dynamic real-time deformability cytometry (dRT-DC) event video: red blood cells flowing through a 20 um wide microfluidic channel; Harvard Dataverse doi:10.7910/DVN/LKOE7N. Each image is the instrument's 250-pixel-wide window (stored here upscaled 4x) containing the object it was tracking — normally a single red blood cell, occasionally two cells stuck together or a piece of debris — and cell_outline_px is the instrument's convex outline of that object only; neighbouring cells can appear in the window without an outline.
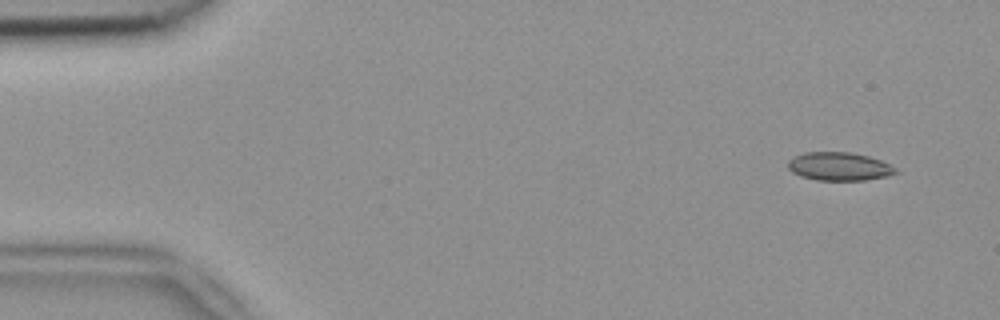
{"species": "common noctule bat (a hibernating species)", "species_latin": "Nyctalus noctula", "temperature_condition": "room temperature", "stored_images_in_passage": 5, "camera_frame_rate_fps": 3000, "um_per_image_px": 0.085, "animal": {"sex": "female", "body_mass_g": 18.4}, "frame": {"image": 1, "passage_image": 2, "time_ms": 0.333, "image_size_px": [1000, 320], "cell_outline_px": [[900, 172], [888, 176], [864, 180], [816, 180], [800, 176], [792, 172], [788, 168], [788, 160], [804, 152], [852, 152], [868, 156], [880, 160], [896, 168]], "centroid_in_image_um": [71.34, 14.15], "position_along_channel_um": 13.7, "area_um2": 17.8}}
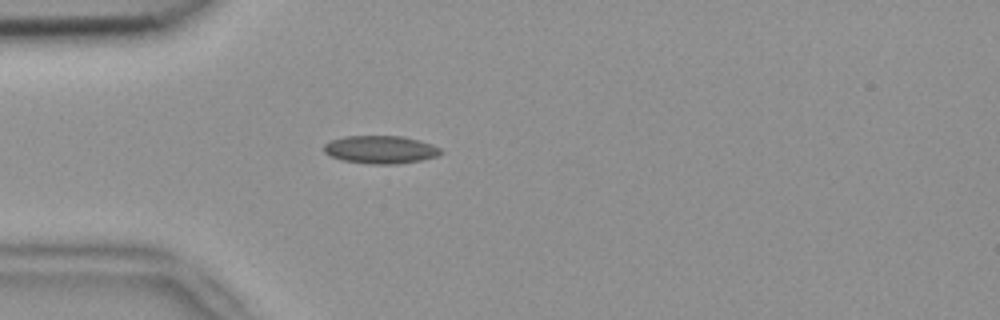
{"frame": {"image": 2, "passage_image": 5, "time_ms": 1.333, "image_size_px": [1000, 320], "cell_outline_px": [[444, 152], [436, 156], [420, 160], [396, 164], [372, 164], [344, 160], [332, 156], [324, 152], [324, 144], [332, 140], [344, 136], [404, 136], [420, 140], [432, 144], [440, 148]], "centroid_in_image_um": [32.37, 12.7], "position_along_channel_um": 52.6, "area_um2": 18.9}}